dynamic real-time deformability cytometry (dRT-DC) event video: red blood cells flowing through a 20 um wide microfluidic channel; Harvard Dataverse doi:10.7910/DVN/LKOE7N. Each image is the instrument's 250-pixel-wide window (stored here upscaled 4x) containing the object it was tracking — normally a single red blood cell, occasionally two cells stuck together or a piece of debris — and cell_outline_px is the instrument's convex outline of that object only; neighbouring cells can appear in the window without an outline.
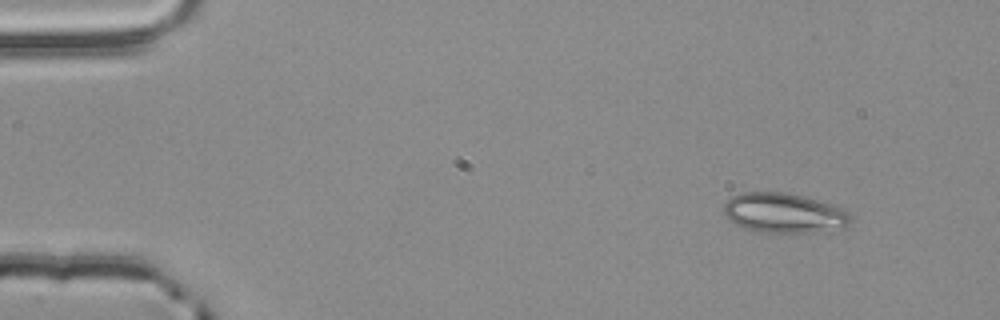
{"species": "common noctule bat (a hibernating species)", "species_latin": "Nyctalus noctula", "temperature_condition": "room temperature", "stored_images_in_passage": 50, "camera_frame_rate_fps": 3000, "um_per_image_px": 0.085, "animal": {"sex": "male", "body_mass_g": 20.4}, "frame": {"image": 1, "passage_image": 1, "time_ms": 0.0, "image_size_px": [1000, 320], "cell_outline_px": [[852, 216], [848, 224], [844, 228], [812, 232], [764, 232], [748, 228], [736, 224], [724, 212], [724, 204], [732, 196], [740, 192], [788, 192], [804, 196], [844, 208]], "centroid_in_image_um": [66.68, 18.08], "position_along_channel_um": 18.3, "area_um2": 29.19}}
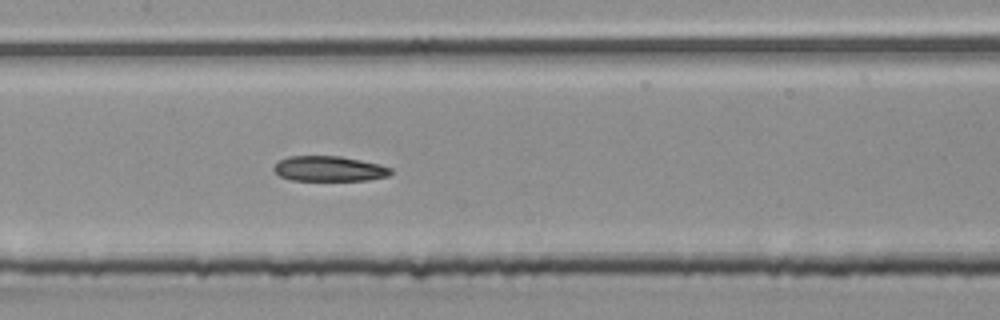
{"frame": {"image": 2, "passage_image": 22, "time_ms": 7.0, "image_size_px": [1000, 320], "cell_outline_px": [[392, 172], [388, 176], [368, 180], [292, 180], [280, 176], [272, 168], [280, 160], [288, 156], [340, 156], [380, 164], [392, 168]], "centroid_in_image_um": [28.0, 14.34], "position_along_channel_um": 179.4, "area_um2": 17.11}}
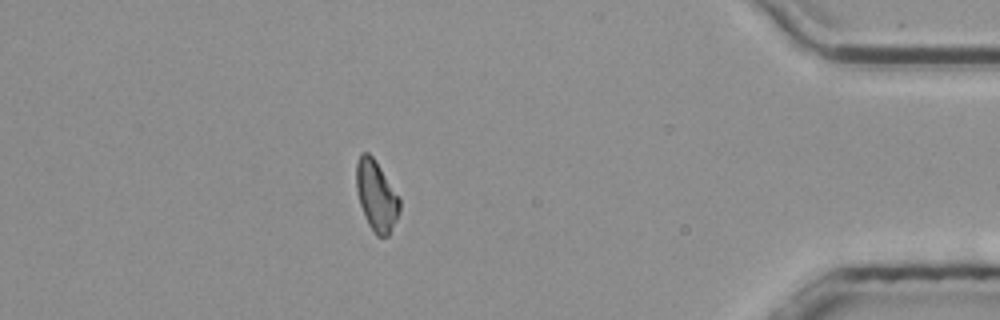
{"frame": {"image": 3, "passage_image": 43, "time_ms": 14.0, "image_size_px": [1000, 320], "cell_outline_px": [[400, 208], [396, 220], [388, 236], [376, 236], [368, 224], [364, 216], [360, 204], [356, 188], [356, 164], [360, 152], [368, 152], [372, 156], [380, 168], [400, 200]], "centroid_in_image_um": [31.96, 16.65], "position_along_channel_um": 403.2, "area_um2": 17.46}, "authors_computed_cell_mechanics": {"area_um2": 18.1781, "velocity_mm_per_s": 3.8604, "shape_relaxation_time_tau1_ms": null, "shape_relaxation_time_tau2_ms": 5.6855, "deformation_change_tau1": null, "deformation_change_tau2": 0.1375}}